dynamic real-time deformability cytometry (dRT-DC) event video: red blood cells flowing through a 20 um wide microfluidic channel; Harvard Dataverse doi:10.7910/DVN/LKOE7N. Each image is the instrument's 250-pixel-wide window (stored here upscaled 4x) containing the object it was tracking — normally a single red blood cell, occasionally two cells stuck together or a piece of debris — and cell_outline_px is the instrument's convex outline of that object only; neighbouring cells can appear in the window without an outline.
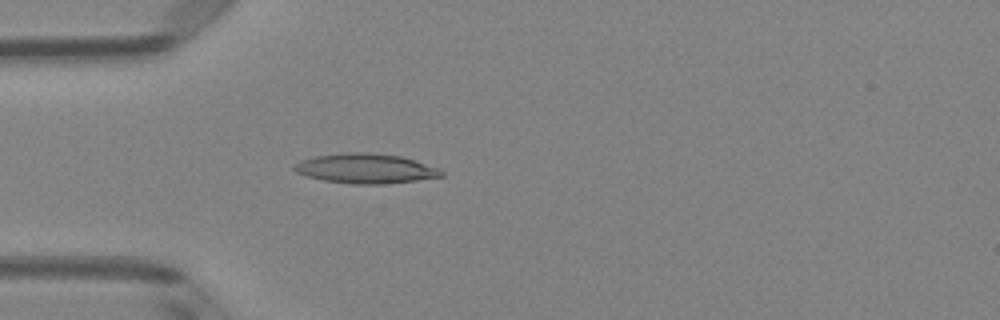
{"species": "Egyptian fruit bat (a non-hibernating species)", "species_latin": "Rousettus aegyptiacus", "temperature_condition": "room temperature", "stored_images_in_passage": 5, "camera_frame_rate_fps": 3000, "um_per_image_px": 0.085, "animal": {"sex": "female"}, "frame": {"image": 1, "passage_image": 5, "time_ms": 1.333, "image_size_px": [1000, 320], "cell_outline_px": [[444, 176], [416, 180], [380, 184], [352, 184], [324, 180], [308, 176], [296, 172], [292, 168], [292, 164], [300, 160], [316, 156], [344, 152], [368, 152], [400, 156], [440, 168], [444, 172]], "centroid_in_image_um": [31.06, 14.31], "position_along_channel_um": 53.9, "area_um2": 25.49}}